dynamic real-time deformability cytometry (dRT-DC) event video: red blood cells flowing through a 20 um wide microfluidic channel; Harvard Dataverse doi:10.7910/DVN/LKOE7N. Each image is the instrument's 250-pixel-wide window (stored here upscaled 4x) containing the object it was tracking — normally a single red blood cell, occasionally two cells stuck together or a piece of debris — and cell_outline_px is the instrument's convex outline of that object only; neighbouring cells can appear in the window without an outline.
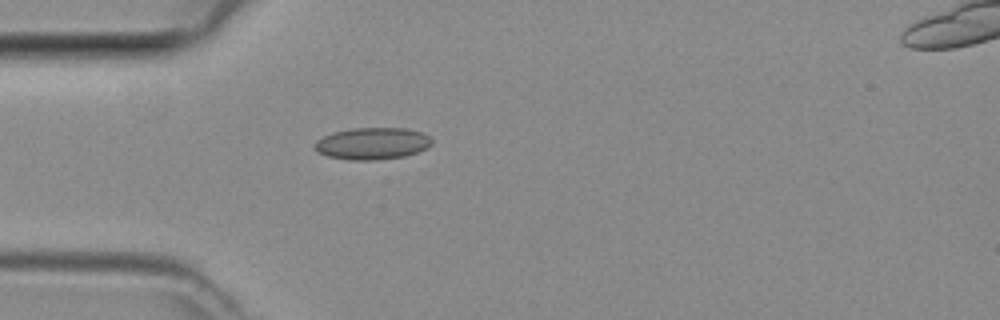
{"species": "common noctule bat (a hibernating species)", "species_latin": "Nyctalus noctula", "temperature_condition": "room temperature", "stored_images_in_passage": 2, "camera_frame_rate_fps": 3000, "um_per_image_px": 0.085, "animal": {"sex": "female", "body_mass_g": 29.2, "forearm_length_mm": 56.3}, "frame": {"image": 1, "passage_image": 2, "time_ms": 0.333, "image_size_px": [1000, 320], "cell_outline_px": [[432, 144], [428, 148], [404, 156], [372, 160], [348, 160], [328, 156], [316, 152], [312, 148], [316, 140], [332, 132], [352, 128], [404, 128], [424, 132], [432, 140]], "centroid_in_image_um": [31.62, 12.19], "position_along_channel_um": 53.4, "area_um2": 21.96}}